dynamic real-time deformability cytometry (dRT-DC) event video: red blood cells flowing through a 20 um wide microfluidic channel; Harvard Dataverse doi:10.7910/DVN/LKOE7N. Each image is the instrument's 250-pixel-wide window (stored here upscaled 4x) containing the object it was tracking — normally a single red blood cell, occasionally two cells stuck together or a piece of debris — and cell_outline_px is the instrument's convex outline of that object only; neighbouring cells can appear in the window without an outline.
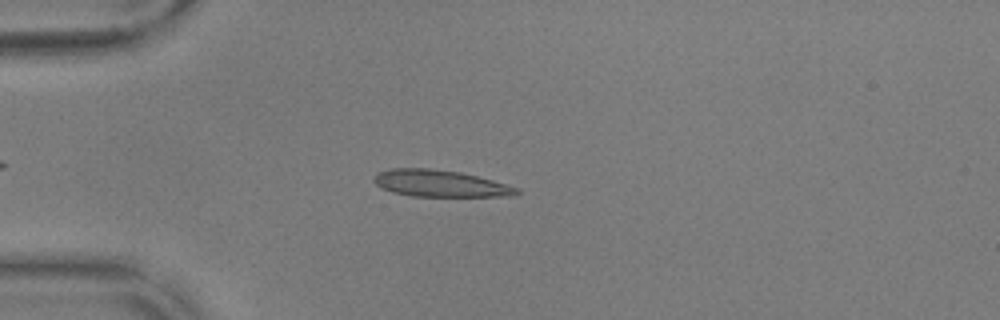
{"species": "common noctule bat (a hibernating species)", "species_latin": "Nyctalus noctula", "temperature_condition": "warm", "stored_images_in_passage": 28, "camera_frame_rate_fps": 3000, "um_per_image_px": 0.085, "animal": {"sex": "male", "body_mass_g": 17.9, "forearm_length_mm": 54.2}, "frame": {"image": 1, "passage_image": 9, "time_ms": 2.667, "image_size_px": [1000, 320], "cell_outline_px": [[520, 192], [512, 196], [412, 196], [392, 192], [380, 188], [372, 180], [380, 172], [392, 168], [428, 168], [460, 172], [492, 180], [520, 188]], "centroid_in_image_um": [37.41, 15.6], "position_along_channel_um": 47.6, "area_um2": 22.14}}
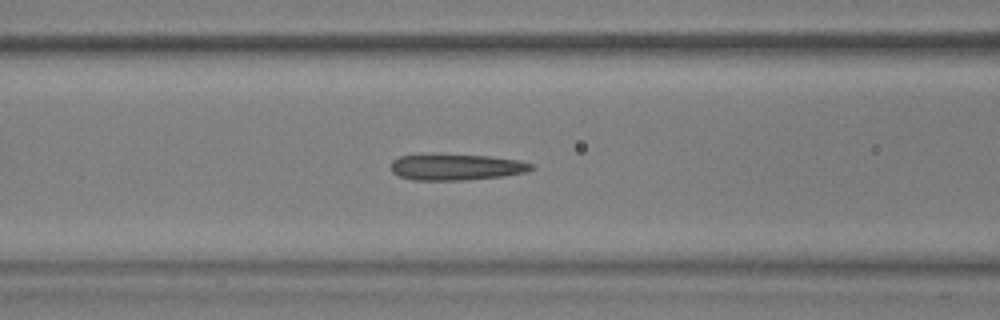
{"frame": {"image": 2, "passage_image": 17, "time_ms": 5.333, "image_size_px": [1000, 320], "cell_outline_px": [[536, 168], [528, 172], [504, 176], [468, 180], [412, 180], [400, 176], [392, 172], [392, 160], [400, 156], [488, 156], [520, 160], [532, 164]], "centroid_in_image_um": [38.87, 14.24], "position_along_channel_um": 127.7, "area_um2": 20.92}}
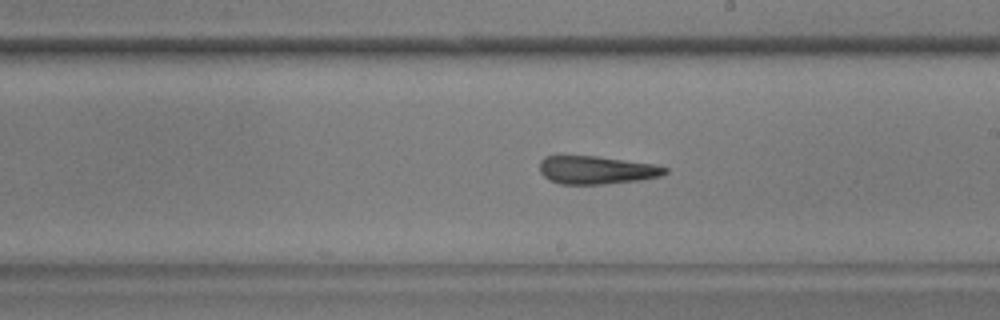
{"frame": {"image": 3, "passage_image": 26, "time_ms": 8.333, "image_size_px": [1000, 320], "cell_outline_px": [[668, 172], [660, 176], [640, 180], [604, 184], [560, 184], [544, 176], [540, 172], [540, 160], [544, 156], [596, 156], [652, 164], [668, 168]], "centroid_in_image_um": [50.7, 14.45], "position_along_channel_um": 238.3, "area_um2": 20.35}}